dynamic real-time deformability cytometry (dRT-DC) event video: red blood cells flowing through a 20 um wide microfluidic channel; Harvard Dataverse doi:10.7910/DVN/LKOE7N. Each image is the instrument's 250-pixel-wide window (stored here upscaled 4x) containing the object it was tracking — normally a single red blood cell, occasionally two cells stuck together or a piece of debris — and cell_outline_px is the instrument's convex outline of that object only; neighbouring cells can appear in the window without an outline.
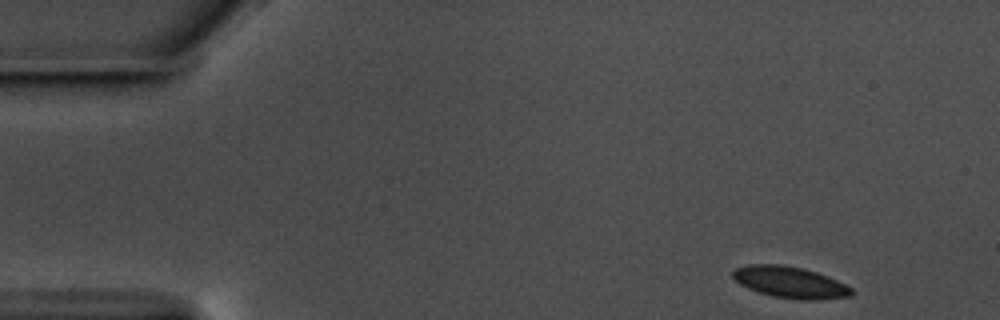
{"species": "common noctule bat (a hibernating species)", "species_latin": "Nyctalus noctula", "temperature_condition": "warm", "stored_images_in_passage": 53, "camera_frame_rate_fps": 3000, "um_per_image_px": 0.085, "animal": {"sex": "male", "body_mass_g": 17.5, "forearm_length_mm": 52.3}, "frame": {"image": 1, "passage_image": 1, "time_ms": 0.0, "image_size_px": [1000, 320], "cell_outline_px": [[852, 292], [848, 296], [816, 300], [800, 300], [772, 296], [748, 288], [740, 284], [732, 276], [732, 272], [736, 268], [748, 264], [780, 264], [804, 268], [828, 276], [852, 288]], "centroid_in_image_um": [67.13, 23.98], "position_along_channel_um": 17.9, "area_um2": 21.62}}
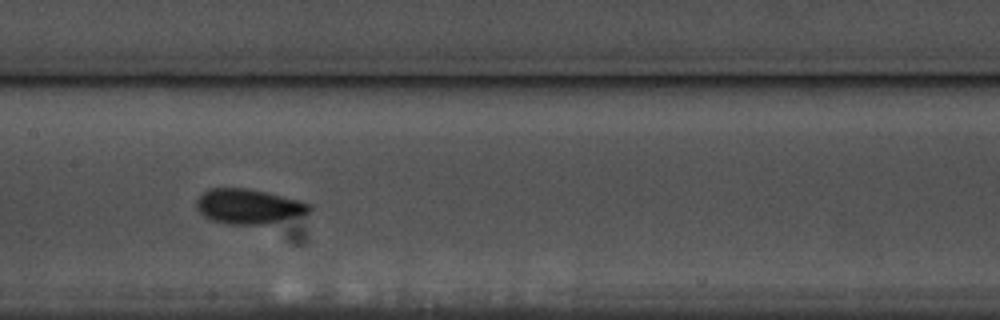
{"frame": {"image": 2, "passage_image": 24, "time_ms": 7.667, "image_size_px": [1000, 320], "cell_outline_px": [[312, 212], [268, 224], [224, 224], [212, 220], [204, 216], [196, 208], [196, 200], [208, 188], [248, 188], [304, 200], [312, 204]], "centroid_in_image_um": [21.17, 17.54], "position_along_channel_um": 186.2, "area_um2": 23.29}}
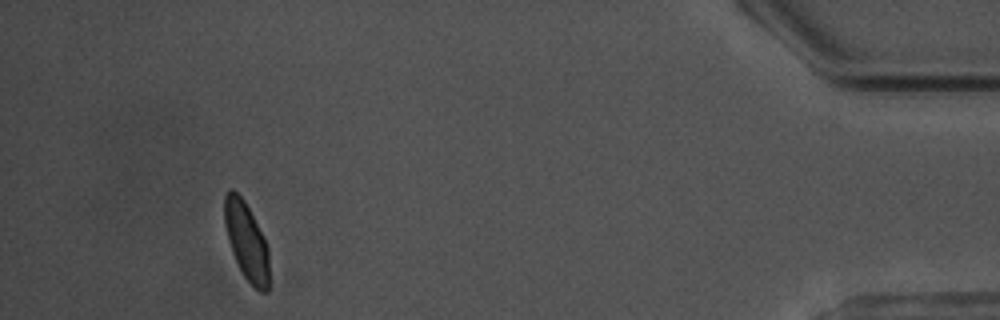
{"frame": {"image": 3, "passage_image": 49, "time_ms": 16.0, "image_size_px": [1000, 320], "cell_outline_px": [[268, 292], [260, 292], [244, 276], [232, 252], [228, 240], [224, 224], [224, 196], [232, 188], [244, 200], [268, 248]], "centroid_in_image_um": [20.92, 20.5], "position_along_channel_um": 414.3, "area_um2": 19.65}, "authors_computed_cell_mechanics": {"area_um2": 21.2704, "velocity_mm_per_s": 3.5345, "shape_relaxation_time_tau1_ms": 2.3911, "shape_relaxation_time_tau2_ms": null, "deformation_change_tau1": 0.0918, "deformation_change_tau2": null}}